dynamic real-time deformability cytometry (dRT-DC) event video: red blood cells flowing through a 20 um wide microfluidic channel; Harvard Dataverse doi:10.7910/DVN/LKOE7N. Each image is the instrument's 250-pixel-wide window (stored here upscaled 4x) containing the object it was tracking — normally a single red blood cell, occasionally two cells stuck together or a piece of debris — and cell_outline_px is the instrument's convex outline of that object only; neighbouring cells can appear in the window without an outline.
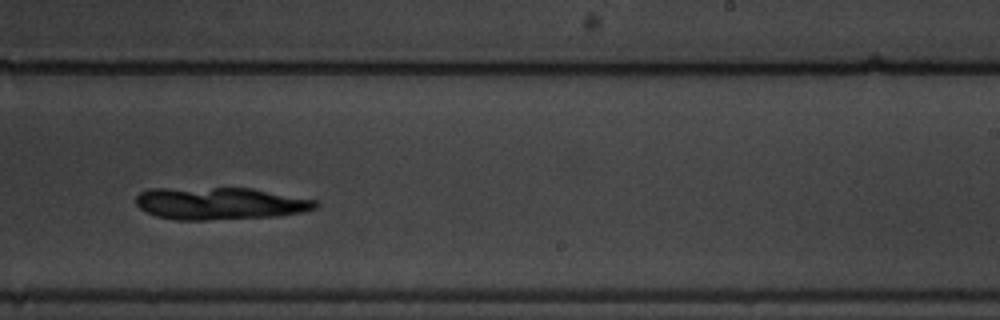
{"species": "common noctule bat (a hibernating species)", "species_latin": "Nyctalus noctula", "temperature_condition": "warm", "stored_images_in_passage": 13, "camera_frame_rate_fps": 3000, "um_per_image_px": 0.085, "animal": {"sex": "male", "body_mass_g": 19.5, "forearm_length_mm": 54.6}, "frame": {"image": 1, "passage_image": 7, "time_ms": 2.0, "image_size_px": [1000, 320], "cell_outline_px": [[320, 204], [316, 208], [304, 212], [276, 216], [208, 220], [176, 220], [156, 216], [140, 208], [136, 204], [136, 196], [140, 192], [152, 188], [252, 188], [316, 200]], "centroid_in_image_um": [18.7, 17.29], "position_along_channel_um": 270.3, "area_um2": 33.93}}
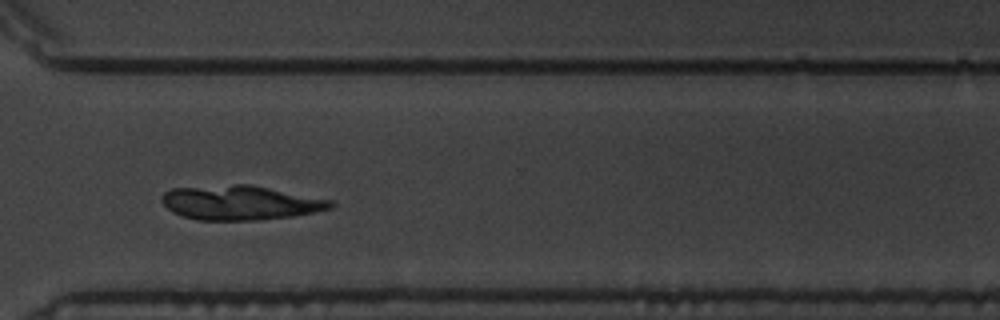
{"frame": {"image": 2, "passage_image": 9, "time_ms": 2.667, "image_size_px": [1000, 320], "cell_outline_px": [[336, 204], [332, 208], [316, 212], [296, 216], [260, 220], [196, 220], [172, 212], [160, 200], [160, 196], [164, 192], [172, 188], [232, 184], [252, 184], [332, 200]], "centroid_in_image_um": [20.45, 17.22], "position_along_channel_um": 350.2, "area_um2": 34.28}}
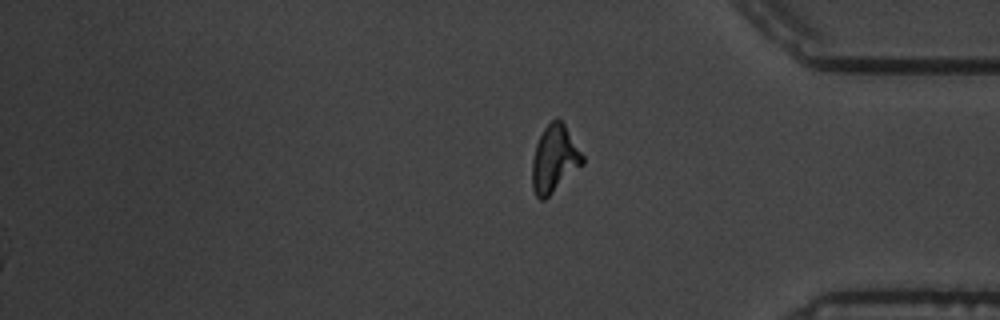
{"frame": {"image": 3, "passage_image": 13, "time_ms": 4.0, "image_size_px": [1000, 320], "cell_outline_px": [[584, 164], [544, 200], [540, 200], [536, 196], [532, 188], [532, 160], [536, 144], [544, 128], [556, 116], [564, 124], [584, 156]], "centroid_in_image_um": [47.12, 13.52], "position_along_channel_um": 388.1, "area_um2": 19.65}}